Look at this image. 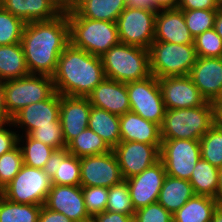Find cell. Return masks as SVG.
<instances>
[{
    "label": "cell",
    "instance_id": "cell-4",
    "mask_svg": "<svg viewBox=\"0 0 222 222\" xmlns=\"http://www.w3.org/2000/svg\"><path fill=\"white\" fill-rule=\"evenodd\" d=\"M70 44L91 55L102 57L120 43L117 23L74 17L67 12Z\"/></svg>",
    "mask_w": 222,
    "mask_h": 222
},
{
    "label": "cell",
    "instance_id": "cell-55",
    "mask_svg": "<svg viewBox=\"0 0 222 222\" xmlns=\"http://www.w3.org/2000/svg\"><path fill=\"white\" fill-rule=\"evenodd\" d=\"M220 7L222 6V0H214Z\"/></svg>",
    "mask_w": 222,
    "mask_h": 222
},
{
    "label": "cell",
    "instance_id": "cell-50",
    "mask_svg": "<svg viewBox=\"0 0 222 222\" xmlns=\"http://www.w3.org/2000/svg\"><path fill=\"white\" fill-rule=\"evenodd\" d=\"M126 6L132 8H149L154 9L147 0H126Z\"/></svg>",
    "mask_w": 222,
    "mask_h": 222
},
{
    "label": "cell",
    "instance_id": "cell-33",
    "mask_svg": "<svg viewBox=\"0 0 222 222\" xmlns=\"http://www.w3.org/2000/svg\"><path fill=\"white\" fill-rule=\"evenodd\" d=\"M41 205L14 203L0 195V222H38Z\"/></svg>",
    "mask_w": 222,
    "mask_h": 222
},
{
    "label": "cell",
    "instance_id": "cell-13",
    "mask_svg": "<svg viewBox=\"0 0 222 222\" xmlns=\"http://www.w3.org/2000/svg\"><path fill=\"white\" fill-rule=\"evenodd\" d=\"M124 180L142 173L160 160V150L155 145L135 141H121L113 149Z\"/></svg>",
    "mask_w": 222,
    "mask_h": 222
},
{
    "label": "cell",
    "instance_id": "cell-45",
    "mask_svg": "<svg viewBox=\"0 0 222 222\" xmlns=\"http://www.w3.org/2000/svg\"><path fill=\"white\" fill-rule=\"evenodd\" d=\"M94 222H133V215L104 211L92 217Z\"/></svg>",
    "mask_w": 222,
    "mask_h": 222
},
{
    "label": "cell",
    "instance_id": "cell-31",
    "mask_svg": "<svg viewBox=\"0 0 222 222\" xmlns=\"http://www.w3.org/2000/svg\"><path fill=\"white\" fill-rule=\"evenodd\" d=\"M67 150L78 158L104 154L112 149L91 129L86 128L67 144Z\"/></svg>",
    "mask_w": 222,
    "mask_h": 222
},
{
    "label": "cell",
    "instance_id": "cell-43",
    "mask_svg": "<svg viewBox=\"0 0 222 222\" xmlns=\"http://www.w3.org/2000/svg\"><path fill=\"white\" fill-rule=\"evenodd\" d=\"M12 127H14L12 121L0 125V156L18 145V130L14 128L12 130Z\"/></svg>",
    "mask_w": 222,
    "mask_h": 222
},
{
    "label": "cell",
    "instance_id": "cell-26",
    "mask_svg": "<svg viewBox=\"0 0 222 222\" xmlns=\"http://www.w3.org/2000/svg\"><path fill=\"white\" fill-rule=\"evenodd\" d=\"M195 195L189 180L166 175L157 202L174 214Z\"/></svg>",
    "mask_w": 222,
    "mask_h": 222
},
{
    "label": "cell",
    "instance_id": "cell-20",
    "mask_svg": "<svg viewBox=\"0 0 222 222\" xmlns=\"http://www.w3.org/2000/svg\"><path fill=\"white\" fill-rule=\"evenodd\" d=\"M87 98L92 106L119 116L130 111L127 83L105 77Z\"/></svg>",
    "mask_w": 222,
    "mask_h": 222
},
{
    "label": "cell",
    "instance_id": "cell-51",
    "mask_svg": "<svg viewBox=\"0 0 222 222\" xmlns=\"http://www.w3.org/2000/svg\"><path fill=\"white\" fill-rule=\"evenodd\" d=\"M214 108H215V123L222 127V97L219 98L215 103H214Z\"/></svg>",
    "mask_w": 222,
    "mask_h": 222
},
{
    "label": "cell",
    "instance_id": "cell-49",
    "mask_svg": "<svg viewBox=\"0 0 222 222\" xmlns=\"http://www.w3.org/2000/svg\"><path fill=\"white\" fill-rule=\"evenodd\" d=\"M61 13L73 11L77 0H50Z\"/></svg>",
    "mask_w": 222,
    "mask_h": 222
},
{
    "label": "cell",
    "instance_id": "cell-30",
    "mask_svg": "<svg viewBox=\"0 0 222 222\" xmlns=\"http://www.w3.org/2000/svg\"><path fill=\"white\" fill-rule=\"evenodd\" d=\"M218 173V168L200 158L189 179L195 194L206 195L216 199Z\"/></svg>",
    "mask_w": 222,
    "mask_h": 222
},
{
    "label": "cell",
    "instance_id": "cell-32",
    "mask_svg": "<svg viewBox=\"0 0 222 222\" xmlns=\"http://www.w3.org/2000/svg\"><path fill=\"white\" fill-rule=\"evenodd\" d=\"M18 146L23 155L24 165L38 169L44 168L47 160L56 150L43 142L31 138L29 135H19Z\"/></svg>",
    "mask_w": 222,
    "mask_h": 222
},
{
    "label": "cell",
    "instance_id": "cell-18",
    "mask_svg": "<svg viewBox=\"0 0 222 222\" xmlns=\"http://www.w3.org/2000/svg\"><path fill=\"white\" fill-rule=\"evenodd\" d=\"M48 209L63 213L74 222L91 219L86 211L82 186L51 185L46 202Z\"/></svg>",
    "mask_w": 222,
    "mask_h": 222
},
{
    "label": "cell",
    "instance_id": "cell-9",
    "mask_svg": "<svg viewBox=\"0 0 222 222\" xmlns=\"http://www.w3.org/2000/svg\"><path fill=\"white\" fill-rule=\"evenodd\" d=\"M157 10L126 7L117 19L120 43L149 49L154 41Z\"/></svg>",
    "mask_w": 222,
    "mask_h": 222
},
{
    "label": "cell",
    "instance_id": "cell-56",
    "mask_svg": "<svg viewBox=\"0 0 222 222\" xmlns=\"http://www.w3.org/2000/svg\"><path fill=\"white\" fill-rule=\"evenodd\" d=\"M85 222H94L93 220H92V218L90 219V220H88V221H85Z\"/></svg>",
    "mask_w": 222,
    "mask_h": 222
},
{
    "label": "cell",
    "instance_id": "cell-52",
    "mask_svg": "<svg viewBox=\"0 0 222 222\" xmlns=\"http://www.w3.org/2000/svg\"><path fill=\"white\" fill-rule=\"evenodd\" d=\"M214 29L216 33L222 38V7H219L215 15Z\"/></svg>",
    "mask_w": 222,
    "mask_h": 222
},
{
    "label": "cell",
    "instance_id": "cell-17",
    "mask_svg": "<svg viewBox=\"0 0 222 222\" xmlns=\"http://www.w3.org/2000/svg\"><path fill=\"white\" fill-rule=\"evenodd\" d=\"M188 76L206 101L222 97V57H197Z\"/></svg>",
    "mask_w": 222,
    "mask_h": 222
},
{
    "label": "cell",
    "instance_id": "cell-2",
    "mask_svg": "<svg viewBox=\"0 0 222 222\" xmlns=\"http://www.w3.org/2000/svg\"><path fill=\"white\" fill-rule=\"evenodd\" d=\"M52 78L60 95L87 97L105 78L101 57L69 44L59 56Z\"/></svg>",
    "mask_w": 222,
    "mask_h": 222
},
{
    "label": "cell",
    "instance_id": "cell-11",
    "mask_svg": "<svg viewBox=\"0 0 222 222\" xmlns=\"http://www.w3.org/2000/svg\"><path fill=\"white\" fill-rule=\"evenodd\" d=\"M130 111L159 126L165 115L158 78L151 75L145 79L127 83Z\"/></svg>",
    "mask_w": 222,
    "mask_h": 222
},
{
    "label": "cell",
    "instance_id": "cell-37",
    "mask_svg": "<svg viewBox=\"0 0 222 222\" xmlns=\"http://www.w3.org/2000/svg\"><path fill=\"white\" fill-rule=\"evenodd\" d=\"M217 10L218 9L182 10L185 23L193 38L214 28V20Z\"/></svg>",
    "mask_w": 222,
    "mask_h": 222
},
{
    "label": "cell",
    "instance_id": "cell-36",
    "mask_svg": "<svg viewBox=\"0 0 222 222\" xmlns=\"http://www.w3.org/2000/svg\"><path fill=\"white\" fill-rule=\"evenodd\" d=\"M25 24L0 6V45L20 43Z\"/></svg>",
    "mask_w": 222,
    "mask_h": 222
},
{
    "label": "cell",
    "instance_id": "cell-15",
    "mask_svg": "<svg viewBox=\"0 0 222 222\" xmlns=\"http://www.w3.org/2000/svg\"><path fill=\"white\" fill-rule=\"evenodd\" d=\"M166 175L164 164L159 160L142 173L126 179L135 210L157 202Z\"/></svg>",
    "mask_w": 222,
    "mask_h": 222
},
{
    "label": "cell",
    "instance_id": "cell-21",
    "mask_svg": "<svg viewBox=\"0 0 222 222\" xmlns=\"http://www.w3.org/2000/svg\"><path fill=\"white\" fill-rule=\"evenodd\" d=\"M154 41L194 44V38L185 23L181 9L157 10Z\"/></svg>",
    "mask_w": 222,
    "mask_h": 222
},
{
    "label": "cell",
    "instance_id": "cell-40",
    "mask_svg": "<svg viewBox=\"0 0 222 222\" xmlns=\"http://www.w3.org/2000/svg\"><path fill=\"white\" fill-rule=\"evenodd\" d=\"M28 135L56 150L67 147L63 139V130L60 122H51V125L39 126Z\"/></svg>",
    "mask_w": 222,
    "mask_h": 222
},
{
    "label": "cell",
    "instance_id": "cell-29",
    "mask_svg": "<svg viewBox=\"0 0 222 222\" xmlns=\"http://www.w3.org/2000/svg\"><path fill=\"white\" fill-rule=\"evenodd\" d=\"M28 74L21 43L0 45V80L18 79Z\"/></svg>",
    "mask_w": 222,
    "mask_h": 222
},
{
    "label": "cell",
    "instance_id": "cell-54",
    "mask_svg": "<svg viewBox=\"0 0 222 222\" xmlns=\"http://www.w3.org/2000/svg\"><path fill=\"white\" fill-rule=\"evenodd\" d=\"M211 222H222V207L218 206V208L214 211Z\"/></svg>",
    "mask_w": 222,
    "mask_h": 222
},
{
    "label": "cell",
    "instance_id": "cell-35",
    "mask_svg": "<svg viewBox=\"0 0 222 222\" xmlns=\"http://www.w3.org/2000/svg\"><path fill=\"white\" fill-rule=\"evenodd\" d=\"M106 211L118 212L125 215L135 214L126 180L109 188Z\"/></svg>",
    "mask_w": 222,
    "mask_h": 222
},
{
    "label": "cell",
    "instance_id": "cell-19",
    "mask_svg": "<svg viewBox=\"0 0 222 222\" xmlns=\"http://www.w3.org/2000/svg\"><path fill=\"white\" fill-rule=\"evenodd\" d=\"M91 107L87 97L60 95L59 120L66 145L88 128Z\"/></svg>",
    "mask_w": 222,
    "mask_h": 222
},
{
    "label": "cell",
    "instance_id": "cell-14",
    "mask_svg": "<svg viewBox=\"0 0 222 222\" xmlns=\"http://www.w3.org/2000/svg\"><path fill=\"white\" fill-rule=\"evenodd\" d=\"M158 82L166 109L199 107L206 102L188 75L159 78Z\"/></svg>",
    "mask_w": 222,
    "mask_h": 222
},
{
    "label": "cell",
    "instance_id": "cell-16",
    "mask_svg": "<svg viewBox=\"0 0 222 222\" xmlns=\"http://www.w3.org/2000/svg\"><path fill=\"white\" fill-rule=\"evenodd\" d=\"M60 94L55 92L49 99L32 103L12 117V123L19 129L18 135H28L39 126L51 125V122H60ZM22 130V134H20Z\"/></svg>",
    "mask_w": 222,
    "mask_h": 222
},
{
    "label": "cell",
    "instance_id": "cell-3",
    "mask_svg": "<svg viewBox=\"0 0 222 222\" xmlns=\"http://www.w3.org/2000/svg\"><path fill=\"white\" fill-rule=\"evenodd\" d=\"M215 124L214 103L193 108L166 109L160 132L162 139L200 138Z\"/></svg>",
    "mask_w": 222,
    "mask_h": 222
},
{
    "label": "cell",
    "instance_id": "cell-46",
    "mask_svg": "<svg viewBox=\"0 0 222 222\" xmlns=\"http://www.w3.org/2000/svg\"><path fill=\"white\" fill-rule=\"evenodd\" d=\"M38 222H74V221L72 219H69L63 213L50 210L45 205H42L38 215Z\"/></svg>",
    "mask_w": 222,
    "mask_h": 222
},
{
    "label": "cell",
    "instance_id": "cell-28",
    "mask_svg": "<svg viewBox=\"0 0 222 222\" xmlns=\"http://www.w3.org/2000/svg\"><path fill=\"white\" fill-rule=\"evenodd\" d=\"M219 202L206 195H195L172 214L173 222H211Z\"/></svg>",
    "mask_w": 222,
    "mask_h": 222
},
{
    "label": "cell",
    "instance_id": "cell-25",
    "mask_svg": "<svg viewBox=\"0 0 222 222\" xmlns=\"http://www.w3.org/2000/svg\"><path fill=\"white\" fill-rule=\"evenodd\" d=\"M126 7V0H77L75 9L70 13L74 17L116 23Z\"/></svg>",
    "mask_w": 222,
    "mask_h": 222
},
{
    "label": "cell",
    "instance_id": "cell-39",
    "mask_svg": "<svg viewBox=\"0 0 222 222\" xmlns=\"http://www.w3.org/2000/svg\"><path fill=\"white\" fill-rule=\"evenodd\" d=\"M197 57H222V38L212 28L194 38Z\"/></svg>",
    "mask_w": 222,
    "mask_h": 222
},
{
    "label": "cell",
    "instance_id": "cell-12",
    "mask_svg": "<svg viewBox=\"0 0 222 222\" xmlns=\"http://www.w3.org/2000/svg\"><path fill=\"white\" fill-rule=\"evenodd\" d=\"M113 149L107 153L80 158V185L110 188L123 181Z\"/></svg>",
    "mask_w": 222,
    "mask_h": 222
},
{
    "label": "cell",
    "instance_id": "cell-42",
    "mask_svg": "<svg viewBox=\"0 0 222 222\" xmlns=\"http://www.w3.org/2000/svg\"><path fill=\"white\" fill-rule=\"evenodd\" d=\"M133 222H173L172 214L158 202L135 210Z\"/></svg>",
    "mask_w": 222,
    "mask_h": 222
},
{
    "label": "cell",
    "instance_id": "cell-48",
    "mask_svg": "<svg viewBox=\"0 0 222 222\" xmlns=\"http://www.w3.org/2000/svg\"><path fill=\"white\" fill-rule=\"evenodd\" d=\"M155 10L175 9L178 7L179 0H147Z\"/></svg>",
    "mask_w": 222,
    "mask_h": 222
},
{
    "label": "cell",
    "instance_id": "cell-5",
    "mask_svg": "<svg viewBox=\"0 0 222 222\" xmlns=\"http://www.w3.org/2000/svg\"><path fill=\"white\" fill-rule=\"evenodd\" d=\"M106 78L122 83L138 81L151 76L148 49L119 43L102 57Z\"/></svg>",
    "mask_w": 222,
    "mask_h": 222
},
{
    "label": "cell",
    "instance_id": "cell-8",
    "mask_svg": "<svg viewBox=\"0 0 222 222\" xmlns=\"http://www.w3.org/2000/svg\"><path fill=\"white\" fill-rule=\"evenodd\" d=\"M51 178L43 169L23 165L1 195L14 203L44 205L51 189Z\"/></svg>",
    "mask_w": 222,
    "mask_h": 222
},
{
    "label": "cell",
    "instance_id": "cell-23",
    "mask_svg": "<svg viewBox=\"0 0 222 222\" xmlns=\"http://www.w3.org/2000/svg\"><path fill=\"white\" fill-rule=\"evenodd\" d=\"M121 141H135L155 145L159 150L162 143L160 126L128 111L120 115Z\"/></svg>",
    "mask_w": 222,
    "mask_h": 222
},
{
    "label": "cell",
    "instance_id": "cell-38",
    "mask_svg": "<svg viewBox=\"0 0 222 222\" xmlns=\"http://www.w3.org/2000/svg\"><path fill=\"white\" fill-rule=\"evenodd\" d=\"M23 165V155L18 145L0 156V191L14 179Z\"/></svg>",
    "mask_w": 222,
    "mask_h": 222
},
{
    "label": "cell",
    "instance_id": "cell-41",
    "mask_svg": "<svg viewBox=\"0 0 222 222\" xmlns=\"http://www.w3.org/2000/svg\"><path fill=\"white\" fill-rule=\"evenodd\" d=\"M109 188L94 186H82L85 208L89 216L92 218L96 214L106 210Z\"/></svg>",
    "mask_w": 222,
    "mask_h": 222
},
{
    "label": "cell",
    "instance_id": "cell-22",
    "mask_svg": "<svg viewBox=\"0 0 222 222\" xmlns=\"http://www.w3.org/2000/svg\"><path fill=\"white\" fill-rule=\"evenodd\" d=\"M43 171L51 178V184L80 186V158L71 155L67 148L55 150Z\"/></svg>",
    "mask_w": 222,
    "mask_h": 222
},
{
    "label": "cell",
    "instance_id": "cell-27",
    "mask_svg": "<svg viewBox=\"0 0 222 222\" xmlns=\"http://www.w3.org/2000/svg\"><path fill=\"white\" fill-rule=\"evenodd\" d=\"M119 125V115L94 106L91 107L88 128L100 136L111 149L121 142Z\"/></svg>",
    "mask_w": 222,
    "mask_h": 222
},
{
    "label": "cell",
    "instance_id": "cell-34",
    "mask_svg": "<svg viewBox=\"0 0 222 222\" xmlns=\"http://www.w3.org/2000/svg\"><path fill=\"white\" fill-rule=\"evenodd\" d=\"M201 158L216 168L222 167V127L216 123L200 138Z\"/></svg>",
    "mask_w": 222,
    "mask_h": 222
},
{
    "label": "cell",
    "instance_id": "cell-53",
    "mask_svg": "<svg viewBox=\"0 0 222 222\" xmlns=\"http://www.w3.org/2000/svg\"><path fill=\"white\" fill-rule=\"evenodd\" d=\"M216 200L220 203L222 201V167L219 168L218 185L216 191Z\"/></svg>",
    "mask_w": 222,
    "mask_h": 222
},
{
    "label": "cell",
    "instance_id": "cell-10",
    "mask_svg": "<svg viewBox=\"0 0 222 222\" xmlns=\"http://www.w3.org/2000/svg\"><path fill=\"white\" fill-rule=\"evenodd\" d=\"M159 155L167 175L189 180L201 158L200 142L190 139H162Z\"/></svg>",
    "mask_w": 222,
    "mask_h": 222
},
{
    "label": "cell",
    "instance_id": "cell-44",
    "mask_svg": "<svg viewBox=\"0 0 222 222\" xmlns=\"http://www.w3.org/2000/svg\"><path fill=\"white\" fill-rule=\"evenodd\" d=\"M220 6L214 0H179L178 9L196 10V9H218Z\"/></svg>",
    "mask_w": 222,
    "mask_h": 222
},
{
    "label": "cell",
    "instance_id": "cell-7",
    "mask_svg": "<svg viewBox=\"0 0 222 222\" xmlns=\"http://www.w3.org/2000/svg\"><path fill=\"white\" fill-rule=\"evenodd\" d=\"M52 76L28 74L5 81V105L13 117L22 108L49 99L55 93Z\"/></svg>",
    "mask_w": 222,
    "mask_h": 222
},
{
    "label": "cell",
    "instance_id": "cell-47",
    "mask_svg": "<svg viewBox=\"0 0 222 222\" xmlns=\"http://www.w3.org/2000/svg\"><path fill=\"white\" fill-rule=\"evenodd\" d=\"M12 121L5 105V81L0 80V125Z\"/></svg>",
    "mask_w": 222,
    "mask_h": 222
},
{
    "label": "cell",
    "instance_id": "cell-1",
    "mask_svg": "<svg viewBox=\"0 0 222 222\" xmlns=\"http://www.w3.org/2000/svg\"><path fill=\"white\" fill-rule=\"evenodd\" d=\"M21 45L30 74L53 76L58 59L70 44L67 13L25 24Z\"/></svg>",
    "mask_w": 222,
    "mask_h": 222
},
{
    "label": "cell",
    "instance_id": "cell-24",
    "mask_svg": "<svg viewBox=\"0 0 222 222\" xmlns=\"http://www.w3.org/2000/svg\"><path fill=\"white\" fill-rule=\"evenodd\" d=\"M0 6L25 23L47 21L61 14L50 0H2Z\"/></svg>",
    "mask_w": 222,
    "mask_h": 222
},
{
    "label": "cell",
    "instance_id": "cell-6",
    "mask_svg": "<svg viewBox=\"0 0 222 222\" xmlns=\"http://www.w3.org/2000/svg\"><path fill=\"white\" fill-rule=\"evenodd\" d=\"M148 51L151 74L158 79L189 75L197 60L194 44L153 41Z\"/></svg>",
    "mask_w": 222,
    "mask_h": 222
}]
</instances>
